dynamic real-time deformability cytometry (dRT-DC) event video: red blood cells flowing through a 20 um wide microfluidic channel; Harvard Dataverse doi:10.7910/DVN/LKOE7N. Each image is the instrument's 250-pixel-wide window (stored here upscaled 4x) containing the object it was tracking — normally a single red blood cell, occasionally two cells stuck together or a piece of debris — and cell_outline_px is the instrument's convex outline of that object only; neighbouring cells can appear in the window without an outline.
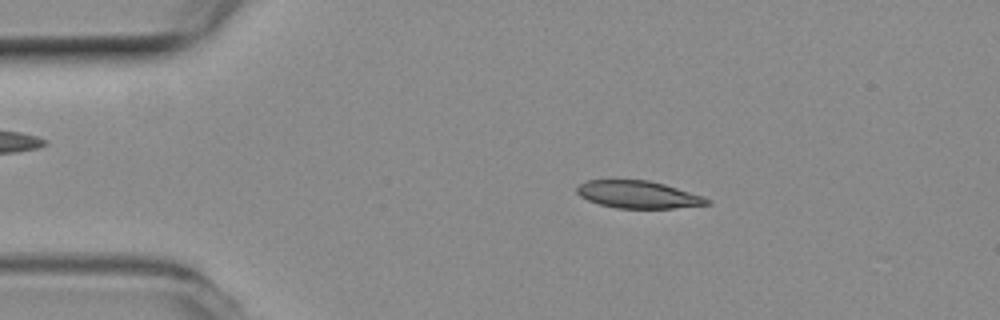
{"species": "common noctule bat (a hibernating species)", "species_latin": "Nyctalus noctula", "temperature_condition": "room temperature", "stored_images_in_passage": 48, "camera_frame_rate_fps": 3000, "um_per_image_px": 0.085, "animal": {"sex": "female", "body_mass_g": 19.3, "forearm_length_mm": 54.1}, "frame": {"image": 1, "passage_image": 5, "time_ms": 1.333, "image_size_px": [1000, 320], "cell_outline_px": [[712, 204], [672, 208], [616, 208], [600, 204], [588, 200], [580, 196], [576, 192], [576, 188], [580, 184], [588, 180], [648, 180], [664, 184], [704, 196], [712, 200]], "centroid_in_image_um": [54.28, 16.54], "position_along_channel_um": 30.7, "area_um2": 20.75}}
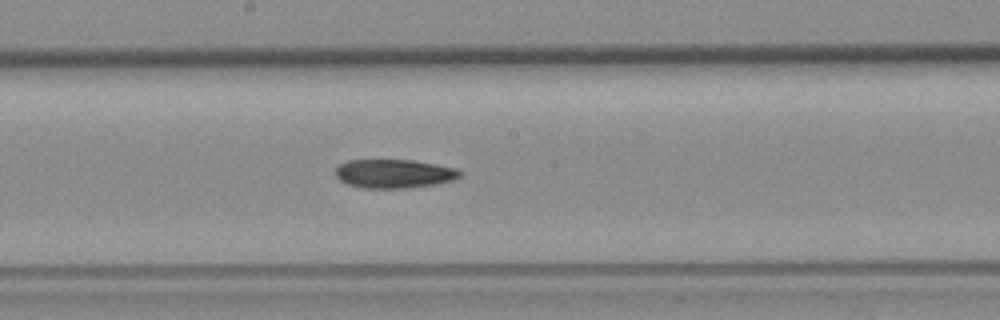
{"frame": {"image": 2, "passage_image": 23, "time_ms": 7.333, "image_size_px": [1000, 320], "cell_outline_px": [[460, 176], [452, 180], [436, 184], [408, 188], [364, 188], [348, 184], [340, 180], [336, 176], [336, 168], [340, 164], [348, 160], [412, 160], [436, 164], [456, 168], [460, 172]], "centroid_in_image_um": [33.48, 14.76], "position_along_channel_um": 214.7, "area_um2": 20.75}}
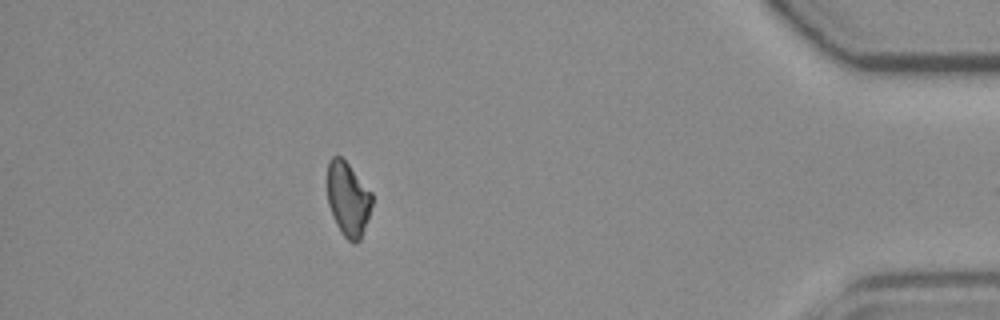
{"frame": {"image": 3, "passage_image": 42, "time_ms": 13.667, "image_size_px": [1000, 320], "cell_outline_px": [[372, 204], [360, 240], [356, 244], [352, 244], [344, 236], [336, 224], [328, 204], [328, 160], [332, 156], [340, 156], [348, 164], [372, 192]], "centroid_in_image_um": [29.58, 16.92], "position_along_channel_um": 405.6, "area_um2": 19.13}}